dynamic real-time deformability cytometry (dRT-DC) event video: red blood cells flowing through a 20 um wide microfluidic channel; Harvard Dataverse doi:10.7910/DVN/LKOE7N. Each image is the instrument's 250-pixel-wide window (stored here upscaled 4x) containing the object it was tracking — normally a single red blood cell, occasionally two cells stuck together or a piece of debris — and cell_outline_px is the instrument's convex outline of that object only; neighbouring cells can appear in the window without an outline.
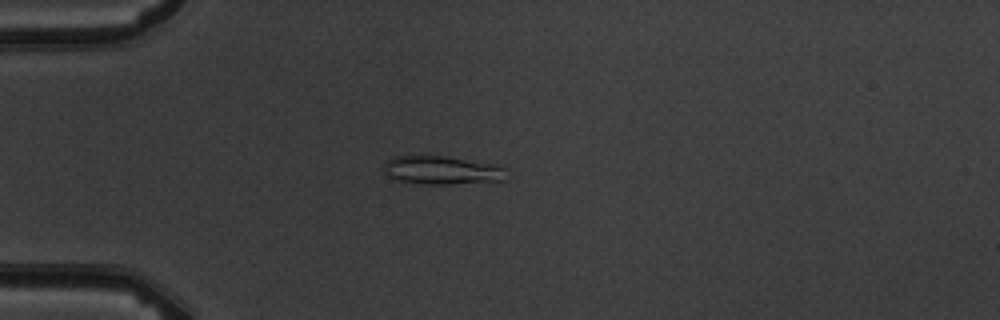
{"species": "common noctule bat (a hibernating species)", "species_latin": "Nyctalus noctula", "temperature_condition": "warm", "stored_images_in_passage": 7, "camera_frame_rate_fps": 3000, "um_per_image_px": 0.085, "animal": {"sex": "male", "body_mass_g": 19.5, "forearm_length_mm": 54.6}, "frame": {"image": 1, "passage_image": 4, "time_ms": 4.333, "image_size_px": [1000, 320], "cell_outline_px": [[504, 180], [452, 184], [424, 184], [400, 180], [388, 176], [380, 168], [388, 160], [396, 156], [420, 152], [496, 164], [504, 168]], "centroid_in_image_um": [37.46, 14.42], "position_along_channel_um": 47.5, "area_um2": 20.87}}
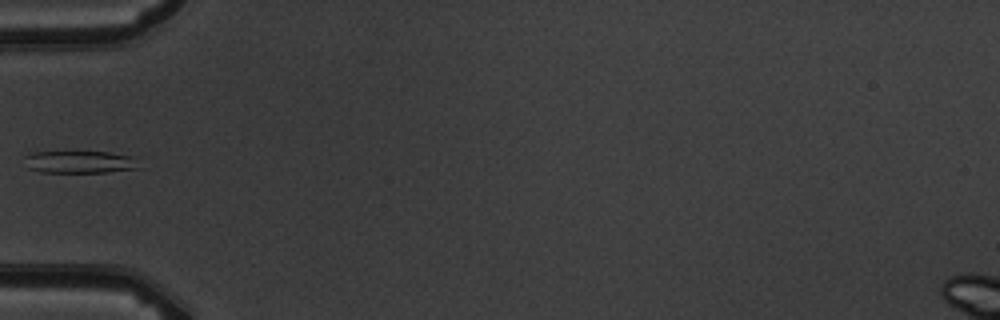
{"frame": {"image": 2, "passage_image": 5, "time_ms": 5.667, "image_size_px": [1000, 320], "cell_outline_px": [[144, 168], [108, 172], [40, 172], [28, 168], [24, 156], [28, 152], [108, 152], [128, 156]], "centroid_in_image_um": [6.75, 13.77], "position_along_channel_um": 78.3, "area_um2": 14.85}}
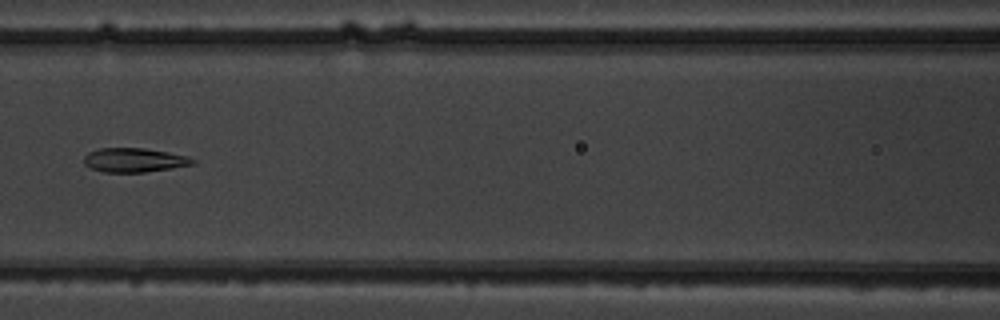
{"frame": {"image": 3, "passage_image": 7, "time_ms": 7.667, "image_size_px": [1000, 320], "cell_outline_px": [[196, 164], [144, 172], [104, 172], [92, 168], [84, 164], [84, 156], [88, 152], [100, 148], [144, 148], [168, 152], [188, 156], [196, 160]], "centroid_in_image_um": [11.42, 13.6], "position_along_channel_um": 155.2, "area_um2": 15.26}}